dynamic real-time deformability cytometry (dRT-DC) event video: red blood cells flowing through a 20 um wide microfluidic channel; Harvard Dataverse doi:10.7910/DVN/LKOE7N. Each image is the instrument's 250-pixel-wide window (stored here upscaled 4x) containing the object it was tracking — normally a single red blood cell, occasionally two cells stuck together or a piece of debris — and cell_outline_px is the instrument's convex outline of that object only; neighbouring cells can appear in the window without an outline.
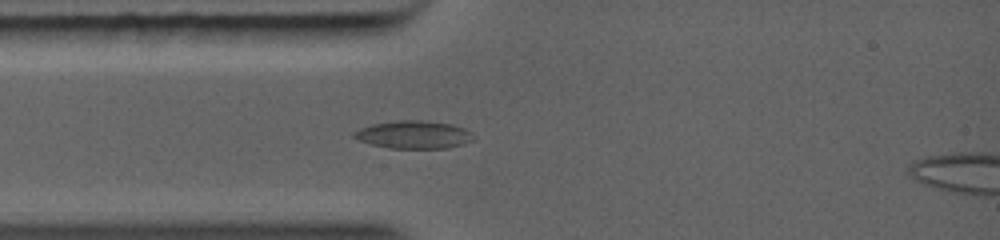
{"species": "common noctule bat (a hibernating species)", "species_latin": "Nyctalus noctula", "temperature_condition": "warm", "stored_images_in_passage": 2, "camera_frame_rate_fps": 5000, "um_per_image_px": 0.085, "animal": {"sex": "female", "body_mass_g": 19.0, "forearm_length_mm": 56.7}, "frame": {"image": 1, "passage_image": 1, "time_ms": 0.0, "image_size_px": [1000, 240], "cell_outline_px": [[476, 136], [472, 140], [464, 144], [448, 148], [388, 148], [372, 144], [360, 140], [352, 136], [352, 132], [360, 128], [372, 124], [396, 120], [428, 120], [452, 124], [464, 128], [472, 132]], "centroid_in_image_um": [35.2, 11.43], "position_along_channel_um": 49.8, "area_um2": 19.59}}